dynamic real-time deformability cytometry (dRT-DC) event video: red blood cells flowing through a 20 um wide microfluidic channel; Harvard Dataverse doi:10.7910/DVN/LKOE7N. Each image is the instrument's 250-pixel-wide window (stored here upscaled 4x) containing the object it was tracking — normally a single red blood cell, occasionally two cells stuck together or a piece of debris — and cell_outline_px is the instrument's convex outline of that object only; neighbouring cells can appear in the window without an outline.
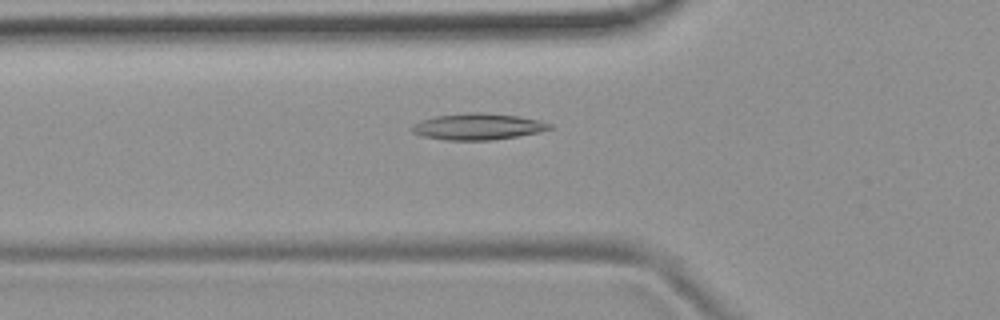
{"species": "common noctule bat (a hibernating species)", "species_latin": "Nyctalus noctula", "temperature_condition": "room temperature", "stored_images_in_passage": 45, "camera_frame_rate_fps": 3000, "um_per_image_px": 0.085, "animal": {"sex": "female", "body_mass_g": 19.9}, "frame": {"image": 1, "passage_image": 11, "time_ms": 3.333, "image_size_px": [1000, 320], "cell_outline_px": [[552, 128], [540, 132], [492, 140], [444, 140], [424, 136], [412, 132], [408, 128], [412, 124], [420, 120], [436, 116], [468, 112], [484, 112], [520, 116], [552, 124]], "centroid_in_image_um": [40.57, 10.75], "position_along_channel_um": 85.2, "area_um2": 21.27}}
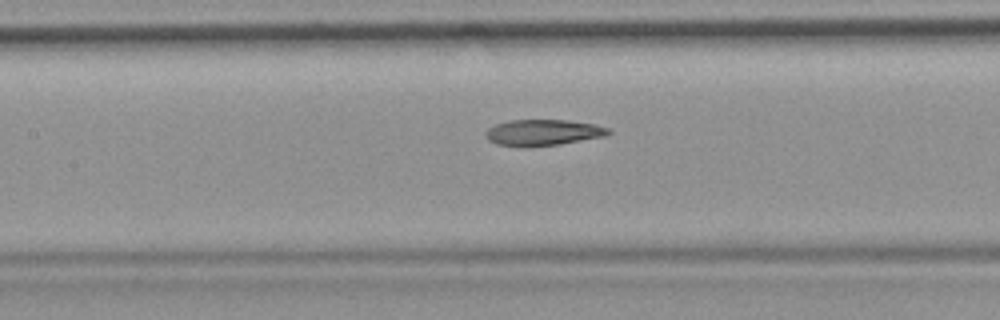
{"frame": {"image": 2, "passage_image": 17, "time_ms": 5.333, "image_size_px": [1000, 320], "cell_outline_px": [[612, 132], [608, 136], [560, 144], [524, 148], [496, 144], [488, 140], [484, 136], [484, 132], [488, 128], [496, 124], [508, 120], [568, 120], [596, 124], [608, 128]], "centroid_in_image_um": [46.15, 11.28], "position_along_channel_um": 161.3, "area_um2": 19.13}}
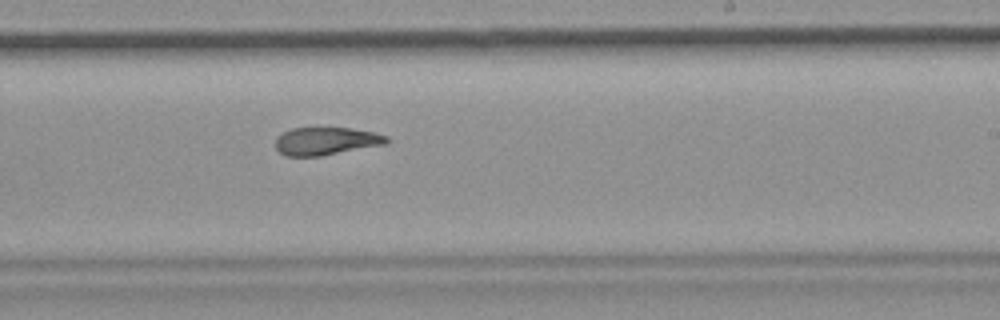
{"frame": {"image": 3, "passage_image": 25, "time_ms": 8.0, "image_size_px": [1000, 320], "cell_outline_px": [[388, 144], [320, 156], [288, 156], [280, 152], [276, 148], [276, 136], [292, 128], [348, 128], [376, 132], [388, 136]], "centroid_in_image_um": [27.75, 11.99], "position_along_channel_um": 261.3, "area_um2": 18.03}, "authors_computed_cell_mechanics": {"area_um2": 19.7098, "velocity_mm_per_s": 3.7827, "shape_relaxation_time_tau1_ms": null, "shape_relaxation_time_tau2_ms": 4.0927, "deformation_change_tau1": null, "deformation_change_tau2": 0.1219}}